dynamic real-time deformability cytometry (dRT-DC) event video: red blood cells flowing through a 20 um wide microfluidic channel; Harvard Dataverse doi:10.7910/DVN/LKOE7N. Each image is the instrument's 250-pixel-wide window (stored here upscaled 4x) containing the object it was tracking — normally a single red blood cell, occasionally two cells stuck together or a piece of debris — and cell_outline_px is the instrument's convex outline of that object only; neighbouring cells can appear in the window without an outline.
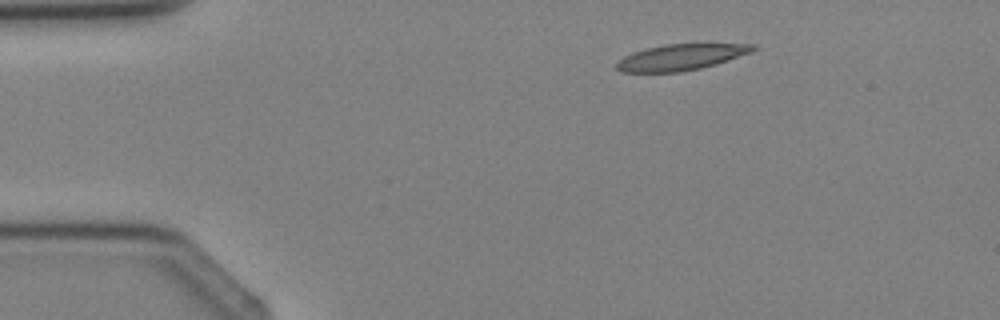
{"species": "Egyptian fruit bat (a non-hibernating species)", "species_latin": "Rousettus aegyptiacus", "temperature_condition": "cold", "stored_images_in_passage": 3, "camera_frame_rate_fps": 3000, "um_per_image_px": 0.085, "animal": {"sex": "female"}, "frame": {"image": 1, "passage_image": 2, "time_ms": 1.0, "image_size_px": [1000, 320], "cell_outline_px": [[756, 48], [752, 52], [716, 64], [700, 68], [680, 72], [624, 72], [616, 68], [616, 64], [624, 56], [632, 52], [664, 44], [756, 44]], "centroid_in_image_um": [57.89, 4.86], "position_along_channel_um": 27.1, "area_um2": 20.52}}